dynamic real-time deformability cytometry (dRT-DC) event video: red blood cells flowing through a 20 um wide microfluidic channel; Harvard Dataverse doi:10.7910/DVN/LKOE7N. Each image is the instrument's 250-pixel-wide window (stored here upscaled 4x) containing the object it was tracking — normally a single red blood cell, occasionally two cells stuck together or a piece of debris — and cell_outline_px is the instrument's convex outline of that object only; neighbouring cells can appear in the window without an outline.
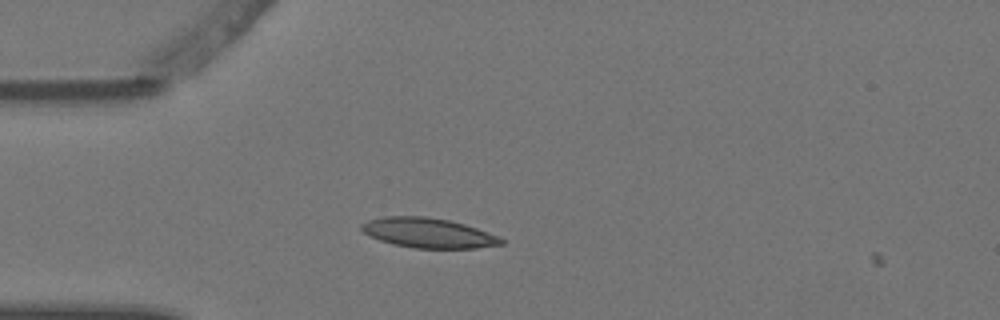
{"species": "Egyptian fruit bat (a non-hibernating species)", "species_latin": "Rousettus aegyptiacus", "temperature_condition": "warm", "stored_images_in_passage": 5, "camera_frame_rate_fps": 3000, "um_per_image_px": 0.085, "animal": {"sex": "female"}, "frame": {"image": 1, "passage_image": 4, "time_ms": 1.0, "image_size_px": [1000, 320], "cell_outline_px": [[504, 244], [476, 248], [416, 248], [392, 244], [380, 240], [364, 232], [360, 228], [360, 224], [368, 220], [384, 216], [424, 216], [448, 220], [464, 224], [500, 236], [504, 240]], "centroid_in_image_um": [36.41, 19.79], "position_along_channel_um": 48.6, "area_um2": 24.22}}